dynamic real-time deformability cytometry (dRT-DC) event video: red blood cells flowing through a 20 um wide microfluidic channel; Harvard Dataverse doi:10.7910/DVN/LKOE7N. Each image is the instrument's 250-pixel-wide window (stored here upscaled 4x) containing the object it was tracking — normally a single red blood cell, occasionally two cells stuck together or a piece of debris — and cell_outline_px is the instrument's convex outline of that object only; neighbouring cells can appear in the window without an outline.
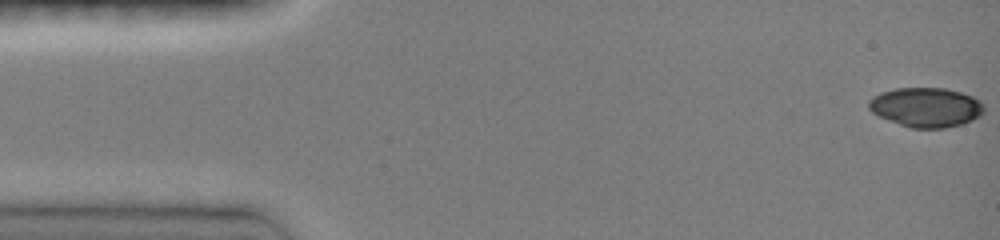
{"species": "common noctule bat (a hibernating species)", "species_latin": "Nyctalus noctula", "temperature_condition": "room temperature", "stored_images_in_passage": 13, "camera_frame_rate_fps": 3000, "um_per_image_px": 0.085, "animal": {"sex": "female", "body_mass_g": 19.0, "forearm_length_mm": 51.5}, "frame": {"image": 1, "passage_image": 1, "time_ms": 0.0, "image_size_px": [1000, 240], "cell_outline_px": [[984, 112], [980, 116], [972, 120], [960, 124], [944, 128], [912, 128], [900, 124], [880, 116], [872, 112], [868, 108], [868, 100], [872, 96], [880, 92], [896, 88], [944, 88], [960, 92], [972, 96], [980, 100], [984, 104]], "centroid_in_image_um": [78.71, 9.11], "position_along_channel_um": 6.3, "area_um2": 26.53}}
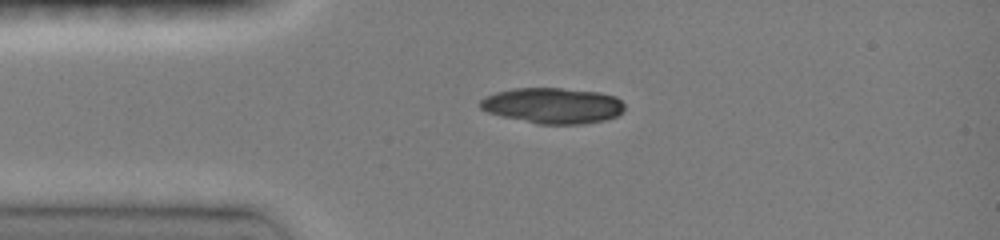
{"frame": {"image": 2, "passage_image": 8, "time_ms": 3.333, "image_size_px": [1000, 240], "cell_outline_px": [[624, 112], [616, 116], [604, 120], [580, 124], [536, 124], [500, 116], [488, 112], [480, 108], [480, 100], [496, 92], [512, 88], [560, 88], [596, 92], [616, 96], [624, 104]], "centroid_in_image_um": [46.98, 8.98], "position_along_channel_um": 38.0, "area_um2": 30.06}}